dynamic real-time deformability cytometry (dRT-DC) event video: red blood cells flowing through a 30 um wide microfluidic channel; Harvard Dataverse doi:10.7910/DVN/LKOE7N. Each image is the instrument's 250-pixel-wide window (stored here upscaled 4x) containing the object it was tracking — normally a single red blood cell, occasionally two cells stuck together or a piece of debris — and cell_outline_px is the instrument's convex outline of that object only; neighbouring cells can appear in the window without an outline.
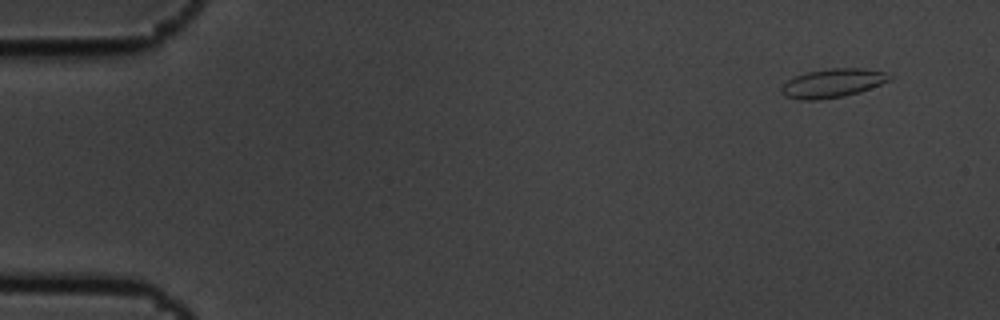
{"species": "common noctule bat (a hibernating species)", "species_latin": "Nyctalus noctula", "temperature_condition": "cold", "stored_images_in_passage": 3, "camera_frame_rate_fps": 3000, "um_per_image_px": 0.085, "animal": {"sex": "male", "body_mass_g": 19.5, "forearm_length_mm": 54.6}, "frame": {"image": 1, "passage_image": 1, "time_ms": 0.0, "image_size_px": [1000, 320], "cell_outline_px": [[892, 80], [860, 92], [844, 96], [816, 100], [800, 100], [784, 96], [780, 92], [780, 88], [788, 80], [796, 76], [808, 72], [832, 68], [860, 68], [884, 72], [892, 76]], "centroid_in_image_um": [70.77, 7.08], "position_along_channel_um": 14.2, "area_um2": 18.09}}